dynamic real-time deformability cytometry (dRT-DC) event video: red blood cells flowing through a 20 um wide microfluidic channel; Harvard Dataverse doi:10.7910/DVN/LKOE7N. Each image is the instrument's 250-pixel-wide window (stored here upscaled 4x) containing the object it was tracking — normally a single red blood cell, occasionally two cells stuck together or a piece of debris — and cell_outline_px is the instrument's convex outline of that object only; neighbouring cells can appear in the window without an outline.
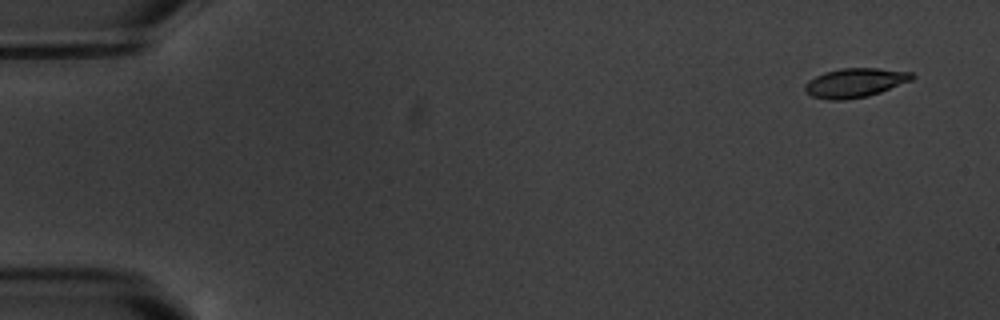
{"species": "common noctule bat (a hibernating species)", "species_latin": "Nyctalus noctula", "temperature_condition": "warm", "stored_images_in_passage": 6, "camera_frame_rate_fps": 3000, "um_per_image_px": 0.085, "animal": {"sex": "male", "body_mass_g": 20.1, "forearm_length_mm": 53.5}, "frame": {"image": 1, "passage_image": 1, "time_ms": 0.0, "image_size_px": [1000, 320], "cell_outline_px": [[916, 76], [912, 80], [880, 92], [868, 96], [844, 100], [828, 100], [812, 96], [804, 92], [804, 84], [808, 80], [824, 72], [840, 68], [876, 68], [912, 72]], "centroid_in_image_um": [72.65, 7.03], "position_along_channel_um": 12.4, "area_um2": 18.32}}
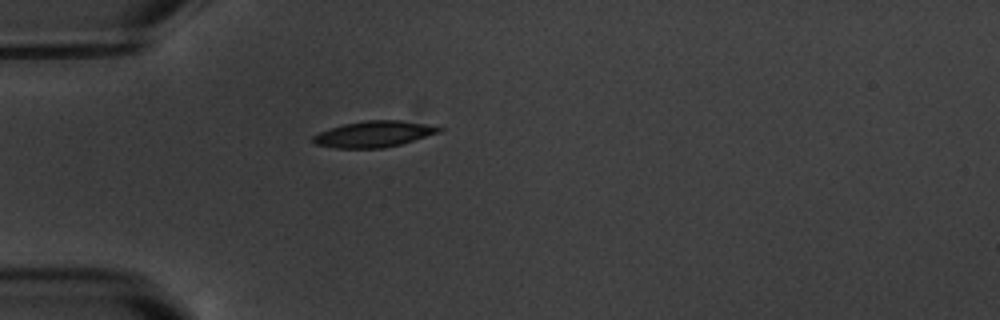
{"frame": {"image": 2, "passage_image": 5, "time_ms": 4.667, "image_size_px": [1000, 320], "cell_outline_px": [[444, 128], [440, 132], [400, 144], [384, 148], [336, 148], [316, 144], [312, 140], [312, 136], [320, 132], [344, 124], [364, 120], [400, 120], [424, 124]], "centroid_in_image_um": [31.77, 11.4], "position_along_channel_um": 53.2, "area_um2": 18.9}}